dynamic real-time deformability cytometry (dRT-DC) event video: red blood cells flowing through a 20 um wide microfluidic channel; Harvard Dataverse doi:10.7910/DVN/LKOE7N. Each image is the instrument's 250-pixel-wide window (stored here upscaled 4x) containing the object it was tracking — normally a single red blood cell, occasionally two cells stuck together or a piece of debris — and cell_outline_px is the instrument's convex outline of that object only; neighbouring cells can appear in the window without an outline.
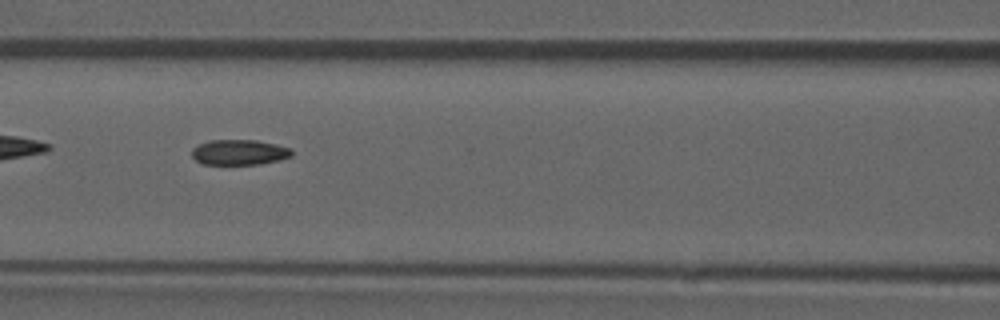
{"species": "common noctule bat (a hibernating species)", "species_latin": "Nyctalus noctula", "temperature_condition": "room temperature", "stored_images_in_passage": 36, "camera_frame_rate_fps": 3000, "um_per_image_px": 0.085, "animal": {"sex": "male", "forearm_length_mm": 52.5}, "frame": {"image": 1, "passage_image": 11, "time_ms": 3.333, "image_size_px": [1000, 320], "cell_outline_px": [[292, 156], [260, 164], [204, 164], [196, 160], [192, 156], [192, 148], [208, 140], [256, 140], [276, 144], [292, 148]], "centroid_in_image_um": [20.34, 12.93], "position_along_channel_um": 146.3, "area_um2": 14.68}, "authors_computed_cell_mechanics": {"area_um2": 15.2592, "velocity_mm_per_s": 3.8725, "shape_relaxation_time_tau1_ms": null, "shape_relaxation_time_tau2_ms": 3.8293, "deformation_change_tau1": null, "deformation_change_tau2": 0.0749}}